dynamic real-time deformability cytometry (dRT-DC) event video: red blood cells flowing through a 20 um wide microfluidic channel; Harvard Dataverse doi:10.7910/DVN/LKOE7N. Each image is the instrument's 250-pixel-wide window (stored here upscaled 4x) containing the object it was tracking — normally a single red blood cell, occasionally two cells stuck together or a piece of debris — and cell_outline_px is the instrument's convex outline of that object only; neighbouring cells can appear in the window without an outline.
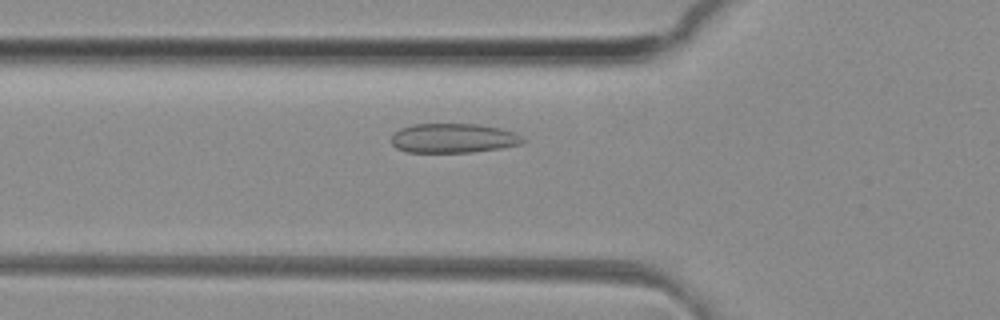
{"species": "common noctule bat (a hibernating species)", "species_latin": "Nyctalus noctula", "temperature_condition": "room temperature", "stored_images_in_passage": 27, "camera_frame_rate_fps": 3000, "um_per_image_px": 0.085, "animal": {"sex": "female", "body_mass_g": 29.2, "forearm_length_mm": 56.3}, "frame": {"image": 1, "passage_image": 17, "time_ms": 5.333, "image_size_px": [1000, 320], "cell_outline_px": [[528, 140], [524, 144], [500, 148], [472, 152], [404, 152], [396, 148], [392, 144], [392, 132], [400, 128], [412, 124], [480, 124], [500, 128], [516, 132], [524, 136]], "centroid_in_image_um": [38.58, 11.74], "position_along_channel_um": 87.2, "area_um2": 23.0}}
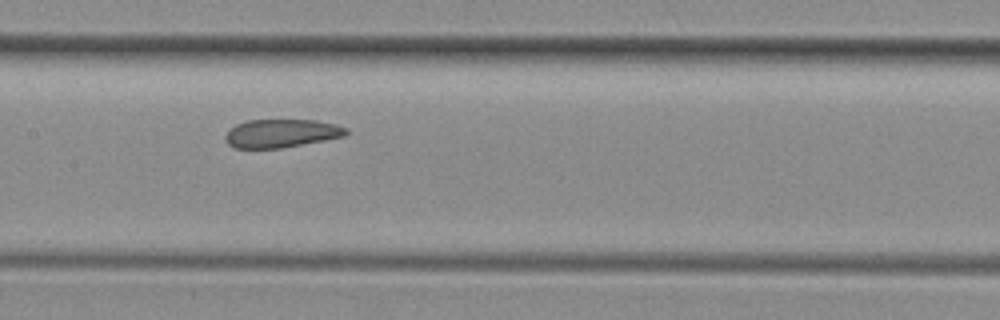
{"frame": {"image": 2, "passage_image": 24, "time_ms": 7.667, "image_size_px": [1000, 320], "cell_outline_px": [[348, 132], [344, 136], [324, 140], [280, 148], [232, 148], [224, 140], [224, 136], [236, 124], [248, 120], [316, 120], [336, 124], [348, 128]], "centroid_in_image_um": [23.9, 11.33], "position_along_channel_um": 183.5, "area_um2": 19.88}}
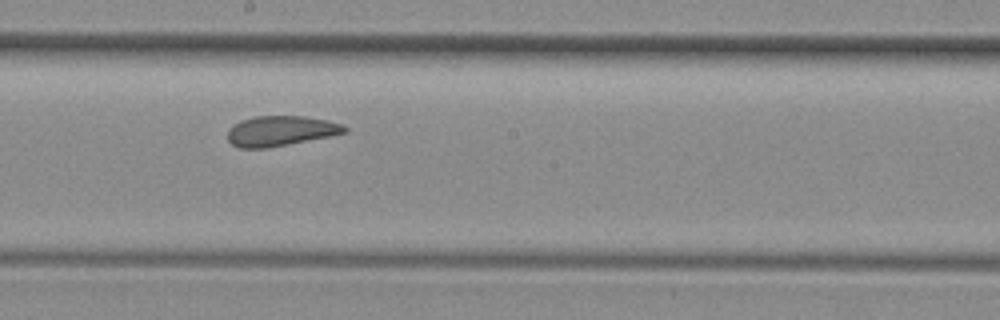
{"frame": {"image": 3, "passage_image": 27, "time_ms": 8.667, "image_size_px": [1000, 320], "cell_outline_px": [[348, 132], [268, 148], [240, 148], [232, 144], [228, 140], [228, 128], [232, 124], [240, 120], [256, 116], [304, 116], [328, 120], [344, 124], [348, 128]], "centroid_in_image_um": [23.84, 11.12], "position_along_channel_um": 224.4, "area_um2": 20.63}}